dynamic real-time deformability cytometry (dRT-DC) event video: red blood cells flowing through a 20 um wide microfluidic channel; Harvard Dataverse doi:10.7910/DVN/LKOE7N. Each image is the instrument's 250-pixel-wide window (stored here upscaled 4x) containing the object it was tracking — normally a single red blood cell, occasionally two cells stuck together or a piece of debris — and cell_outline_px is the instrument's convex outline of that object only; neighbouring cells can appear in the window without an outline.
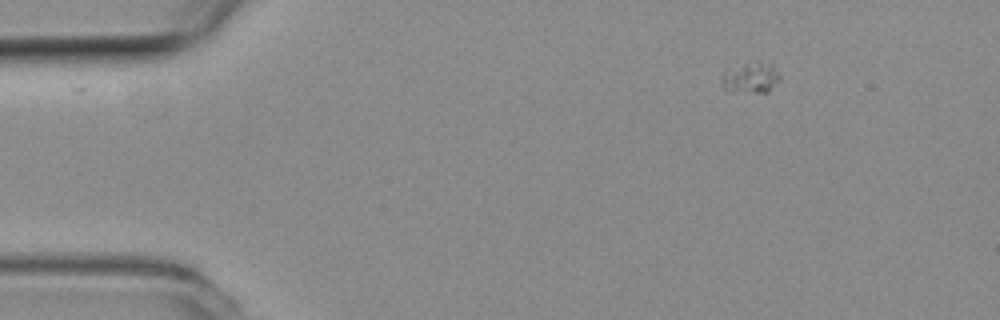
{"species": "common noctule bat (a hibernating species)", "species_latin": "Nyctalus noctula", "temperature_condition": "room temperature", "stored_images_in_passage": 57, "camera_frame_rate_fps": 3000, "um_per_image_px": 0.085, "animal": {"sex": "female", "body_mass_g": 19.3, "forearm_length_mm": 54.1}, "frame": {"image": 1, "passage_image": 9, "time_ms": 2.667, "image_size_px": [1000, 320], "cell_outline_px": [[780, 76], [768, 92], [728, 92], [724, 88], [720, 80], [720, 76], [724, 72], [744, 64], [756, 60], [772, 60]], "centroid_in_image_um": [63.83, 6.57], "position_along_channel_um": 21.2, "area_um2": 10.69}}
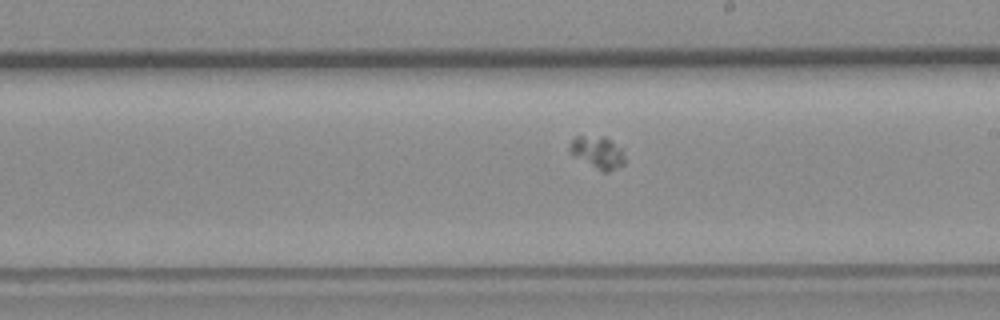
{"frame": {"image": 2, "passage_image": 33, "time_ms": 10.667, "image_size_px": [1000, 320], "cell_outline_px": [[624, 164], [608, 172], [604, 172], [572, 156], [568, 152], [568, 144], [576, 136], [604, 136], [612, 140], [624, 148]], "centroid_in_image_um": [50.79, 12.93], "position_along_channel_um": 238.2, "area_um2": 10.69}}
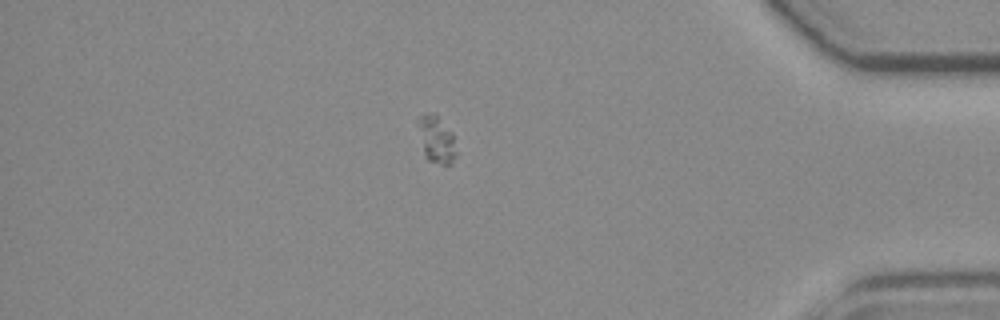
{"frame": {"image": 3, "passage_image": 49, "time_ms": 16.0, "image_size_px": [1000, 320], "cell_outline_px": [[456, 156], [448, 164], [440, 164], [428, 160], [424, 156], [416, 124], [416, 120], [424, 112], [432, 112], [452, 132], [456, 152]], "centroid_in_image_um": [37.03, 11.83], "position_along_channel_um": 398.2, "area_um2": 10.52}}